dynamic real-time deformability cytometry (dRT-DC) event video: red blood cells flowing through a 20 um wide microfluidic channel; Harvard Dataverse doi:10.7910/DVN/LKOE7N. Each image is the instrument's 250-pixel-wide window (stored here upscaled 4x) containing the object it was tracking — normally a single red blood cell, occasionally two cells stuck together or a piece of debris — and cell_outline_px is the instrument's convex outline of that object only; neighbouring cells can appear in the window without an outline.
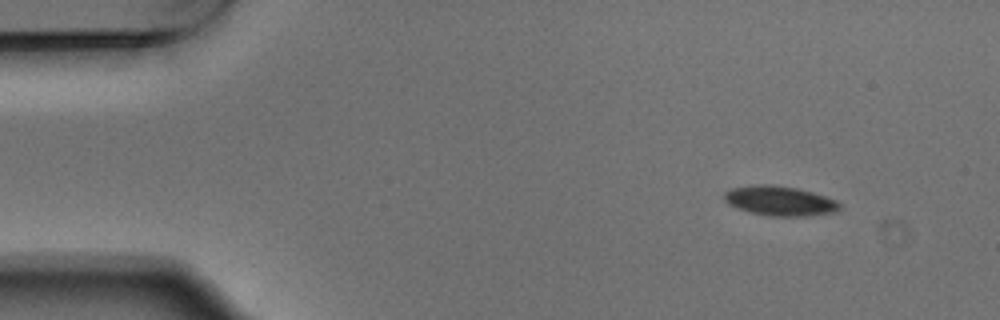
{"species": "Egyptian fruit bat (a non-hibernating species)", "species_latin": "Rousettus aegyptiacus", "temperature_condition": "warm", "stored_images_in_passage": 3, "camera_frame_rate_fps": 3000, "um_per_image_px": 0.085, "animal": {"sex": "male"}, "frame": {"image": 1, "passage_image": 1, "time_ms": 0.0, "image_size_px": [1000, 320], "cell_outline_px": [[840, 208], [836, 212], [808, 216], [768, 216], [752, 212], [728, 204], [724, 200], [724, 192], [732, 188], [756, 184], [772, 184], [800, 188], [836, 200], [840, 204]], "centroid_in_image_um": [66.3, 17.06], "position_along_channel_um": 18.7, "area_um2": 20.0}}
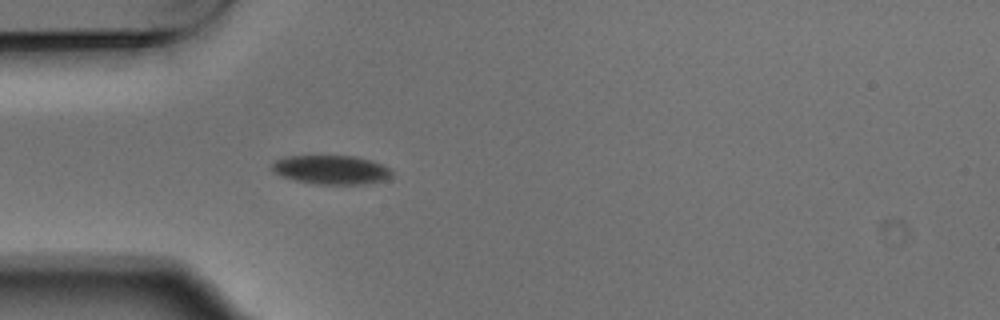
{"frame": {"image": 2, "passage_image": 3, "time_ms": 0.667, "image_size_px": [1000, 320], "cell_outline_px": [[392, 176], [388, 180], [364, 184], [316, 184], [296, 180], [284, 176], [276, 172], [272, 168], [272, 164], [276, 160], [284, 156], [356, 156], [372, 160], [388, 168], [392, 172]], "centroid_in_image_um": [28.21, 14.43], "position_along_channel_um": 56.8, "area_um2": 20.11}}